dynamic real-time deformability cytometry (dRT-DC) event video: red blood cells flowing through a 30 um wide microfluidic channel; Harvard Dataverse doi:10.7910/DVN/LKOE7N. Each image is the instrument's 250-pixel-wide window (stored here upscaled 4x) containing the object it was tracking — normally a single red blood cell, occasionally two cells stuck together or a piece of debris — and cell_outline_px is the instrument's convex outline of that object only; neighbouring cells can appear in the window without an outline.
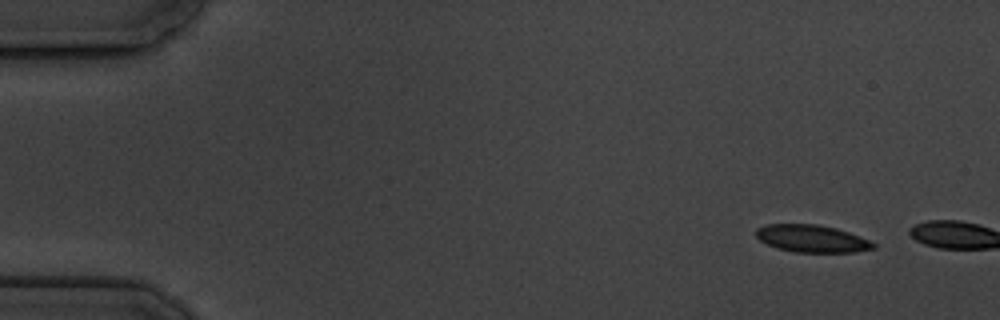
{"species": "common noctule bat (a hibernating species)", "species_latin": "Nyctalus noctula", "temperature_condition": "cold", "stored_images_in_passage": 2, "camera_frame_rate_fps": 3000, "um_per_image_px": 0.085, "animal": {"sex": "male", "body_mass_g": 19.5, "forearm_length_mm": 54.6}, "frame": {"image": 1, "passage_image": 1, "time_ms": 0.0, "image_size_px": [1000, 320], "cell_outline_px": [[876, 248], [856, 252], [796, 252], [776, 248], [760, 240], [756, 236], [756, 228], [764, 224], [816, 224], [836, 228], [848, 232], [868, 240], [876, 244]], "centroid_in_image_um": [68.99, 20.28], "position_along_channel_um": 16.0, "area_um2": 18.67}}